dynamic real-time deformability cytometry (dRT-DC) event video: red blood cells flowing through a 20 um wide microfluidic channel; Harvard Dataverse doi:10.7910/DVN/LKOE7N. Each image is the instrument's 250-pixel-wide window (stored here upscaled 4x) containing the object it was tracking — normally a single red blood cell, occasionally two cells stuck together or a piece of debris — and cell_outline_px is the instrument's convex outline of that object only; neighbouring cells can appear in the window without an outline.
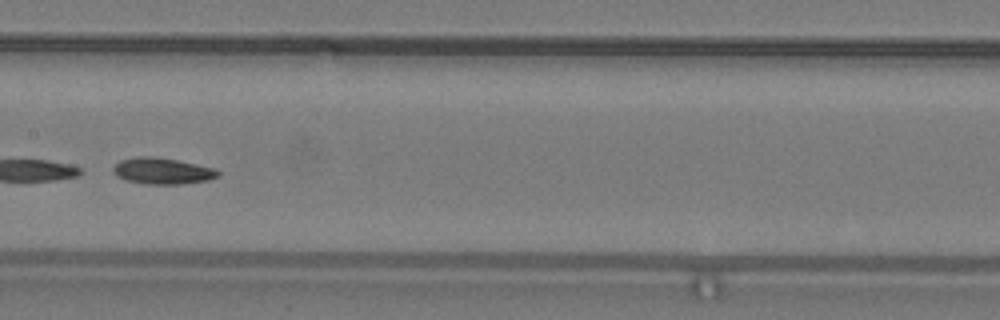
{"species": "common noctule bat (a hibernating species)", "species_latin": "Nyctalus noctula", "temperature_condition": "warm", "stored_images_in_passage": 40, "camera_frame_rate_fps": 3000, "um_per_image_px": 0.085, "animal": {"sex": "male", "body_mass_g": 19.2, "forearm_length_mm": 51.8}, "frame": {"image": 1, "passage_image": 18, "time_ms": 5.667, "image_size_px": [1000, 320], "cell_outline_px": [[220, 176], [208, 180], [180, 184], [144, 184], [124, 180], [116, 176], [112, 172], [112, 168], [120, 160], [140, 156], [152, 156], [176, 160], [216, 168], [220, 172]], "centroid_in_image_um": [13.79, 14.54], "position_along_channel_um": 193.6, "area_um2": 16.18}, "authors_computed_cell_mechanics": {"area_um2": 16.2129, "velocity_mm_per_s": 3.9293, "shape_relaxation_time_tau1_ms": 0.8515, "shape_relaxation_time_tau2_ms": 4.5225, "deformation_change_tau1": 0.2445, "deformation_change_tau2": 0.0994}}